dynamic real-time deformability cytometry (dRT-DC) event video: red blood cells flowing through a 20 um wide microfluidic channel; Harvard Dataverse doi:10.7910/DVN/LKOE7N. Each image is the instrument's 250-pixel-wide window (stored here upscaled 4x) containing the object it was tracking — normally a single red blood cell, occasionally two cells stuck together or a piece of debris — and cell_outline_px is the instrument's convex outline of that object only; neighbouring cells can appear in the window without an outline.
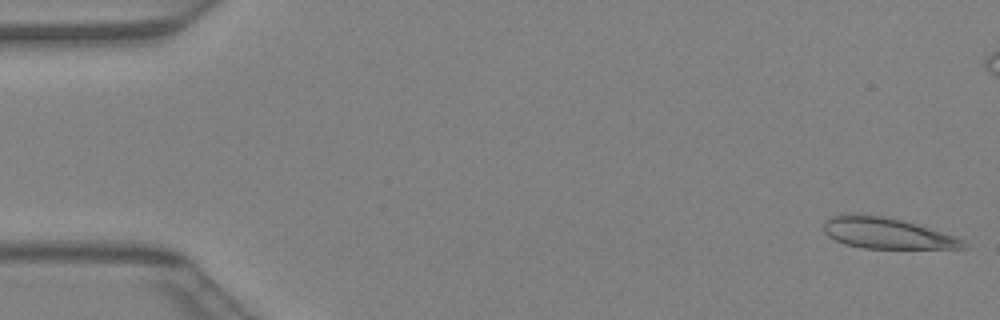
{"species": "Egyptian fruit bat (a non-hibernating species)", "species_latin": "Rousettus aegyptiacus", "temperature_condition": "warm", "stored_images_in_passage": 41, "camera_frame_rate_fps": 3000, "um_per_image_px": 0.085, "animal": {"sex": "female"}, "frame": {"image": 1, "passage_image": 1, "time_ms": 0.0, "image_size_px": [1000, 320], "cell_outline_px": [[972, 248], [864, 248], [844, 244], [828, 236], [824, 232], [824, 220], [832, 216], [884, 216], [916, 224], [964, 240]], "centroid_in_image_um": [75.4, 19.86], "position_along_channel_um": 9.6, "area_um2": 24.39}}
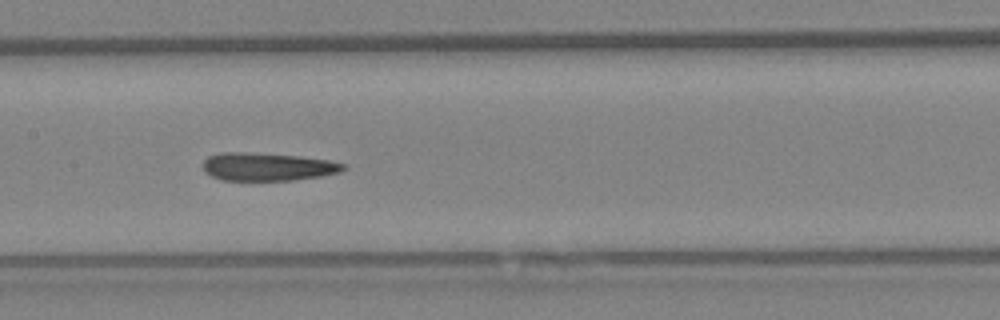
{"frame": {"image": 2, "passage_image": 20, "time_ms": 6.333, "image_size_px": [1000, 320], "cell_outline_px": [[348, 168], [340, 172], [320, 176], [292, 180], [220, 180], [204, 172], [204, 160], [208, 156], [220, 152], [244, 152], [300, 156], [328, 160], [348, 164]], "centroid_in_image_um": [22.76, 14.17], "position_along_channel_um": 184.6, "area_um2": 23.0}}
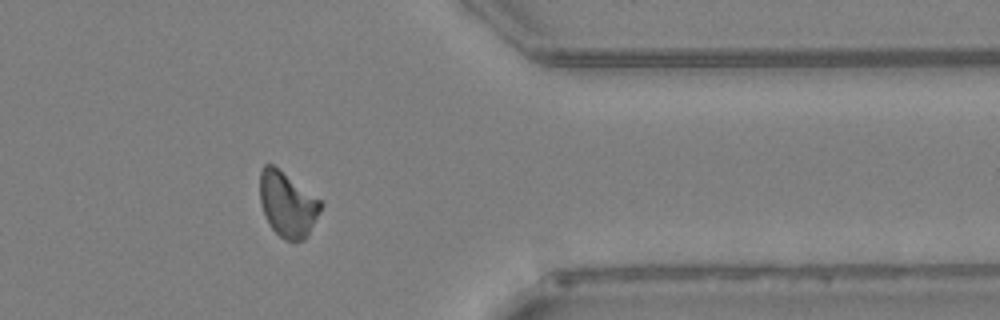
{"frame": {"image": 3, "passage_image": 33, "time_ms": 10.667, "image_size_px": [1000, 320], "cell_outline_px": [[324, 204], [308, 236], [304, 240], [288, 240], [280, 236], [268, 224], [260, 204], [260, 172], [264, 164], [272, 164], [320, 200]], "centroid_in_image_um": [24.43, 17.38], "position_along_channel_um": 387.0, "area_um2": 22.83}}